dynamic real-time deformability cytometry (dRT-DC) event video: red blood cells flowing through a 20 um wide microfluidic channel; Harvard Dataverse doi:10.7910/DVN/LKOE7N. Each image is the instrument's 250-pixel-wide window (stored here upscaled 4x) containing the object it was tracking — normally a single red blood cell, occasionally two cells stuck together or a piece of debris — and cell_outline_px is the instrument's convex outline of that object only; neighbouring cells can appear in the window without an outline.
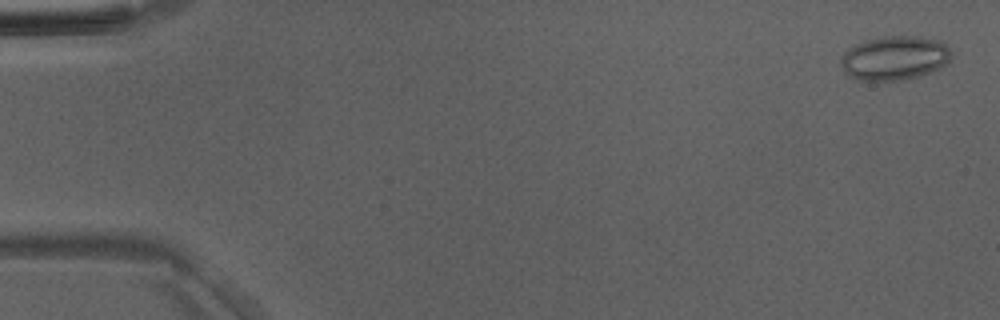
{"species": "Egyptian fruit bat (a non-hibernating species)", "species_latin": "Rousettus aegyptiacus", "temperature_condition": "room temperature", "stored_images_in_passage": 3, "camera_frame_rate_fps": 3000, "um_per_image_px": 0.085, "animal": {"sex": "male"}, "frame": {"image": 1, "passage_image": 1, "time_ms": 0.0, "image_size_px": [1000, 320], "cell_outline_px": [[952, 56], [948, 64], [928, 72], [916, 76], [900, 80], [856, 80], [848, 76], [844, 72], [840, 64], [840, 60], [844, 52], [848, 48], [864, 40], [884, 36], [916, 36], [940, 40], [952, 52]], "centroid_in_image_um": [76.01, 4.92], "position_along_channel_um": 9.0, "area_um2": 28.5}}